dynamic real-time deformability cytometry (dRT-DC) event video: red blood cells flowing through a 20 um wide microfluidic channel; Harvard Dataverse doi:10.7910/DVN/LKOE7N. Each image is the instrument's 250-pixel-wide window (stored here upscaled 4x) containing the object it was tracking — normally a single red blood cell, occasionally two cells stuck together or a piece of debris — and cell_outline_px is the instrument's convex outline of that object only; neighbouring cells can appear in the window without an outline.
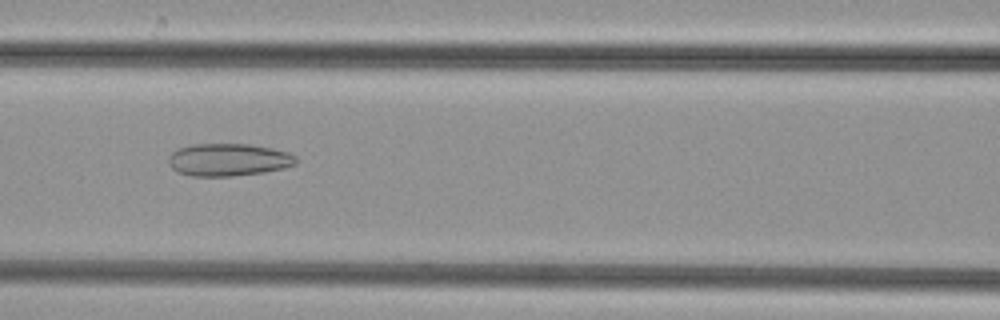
{"species": "common noctule bat (a hibernating species)", "species_latin": "Nyctalus noctula", "temperature_condition": "cold", "stored_images_in_passage": 37, "camera_frame_rate_fps": 3000, "um_per_image_px": 0.085, "animal": {"sex": "female", "body_mass_g": 29.2, "forearm_length_mm": 56.3}, "frame": {"image": 1, "passage_image": 14, "time_ms": 4.333, "image_size_px": [1000, 320], "cell_outline_px": [[296, 164], [284, 168], [264, 172], [232, 176], [192, 176], [180, 172], [172, 168], [168, 164], [168, 156], [172, 152], [180, 148], [192, 144], [248, 144], [272, 148], [288, 152], [296, 156]], "centroid_in_image_um": [19.42, 13.58], "position_along_channel_um": 147.2, "area_um2": 24.16}}
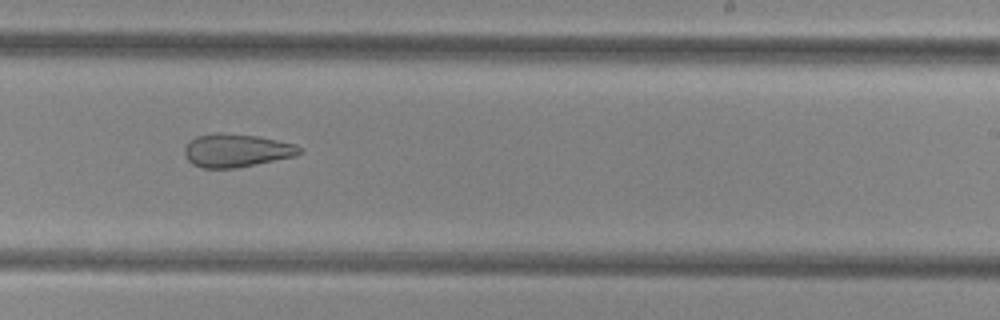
{"frame": {"image": 2, "passage_image": 23, "time_ms": 7.333, "image_size_px": [1000, 320], "cell_outline_px": [[304, 152], [296, 156], [236, 168], [200, 168], [192, 164], [188, 160], [184, 152], [184, 148], [196, 136], [216, 132], [220, 132], [260, 136], [296, 144]], "centroid_in_image_um": [20.12, 12.78], "position_along_channel_um": 268.9, "area_um2": 22.43}}
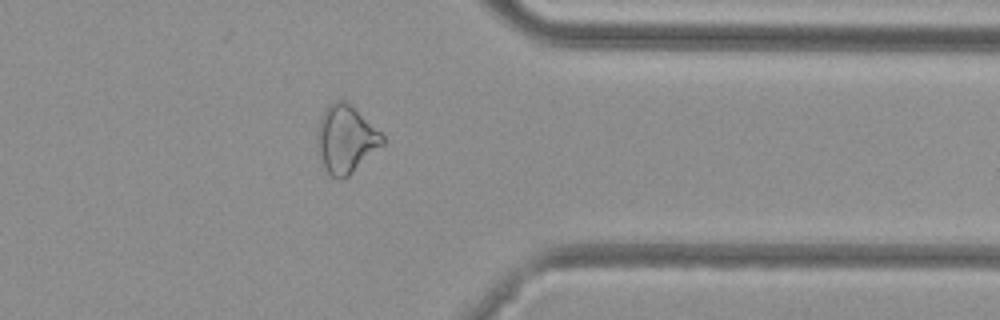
{"frame": {"image": 3, "passage_image": 32, "time_ms": 10.333, "image_size_px": [1000, 320], "cell_outline_px": [[384, 144], [348, 176], [340, 180], [332, 176], [328, 172], [316, 152], [316, 132], [320, 116], [328, 104], [332, 100], [344, 100], [380, 132], [384, 136]], "centroid_in_image_um": [29.34, 11.83], "position_along_channel_um": 382.1, "area_um2": 25.66}}